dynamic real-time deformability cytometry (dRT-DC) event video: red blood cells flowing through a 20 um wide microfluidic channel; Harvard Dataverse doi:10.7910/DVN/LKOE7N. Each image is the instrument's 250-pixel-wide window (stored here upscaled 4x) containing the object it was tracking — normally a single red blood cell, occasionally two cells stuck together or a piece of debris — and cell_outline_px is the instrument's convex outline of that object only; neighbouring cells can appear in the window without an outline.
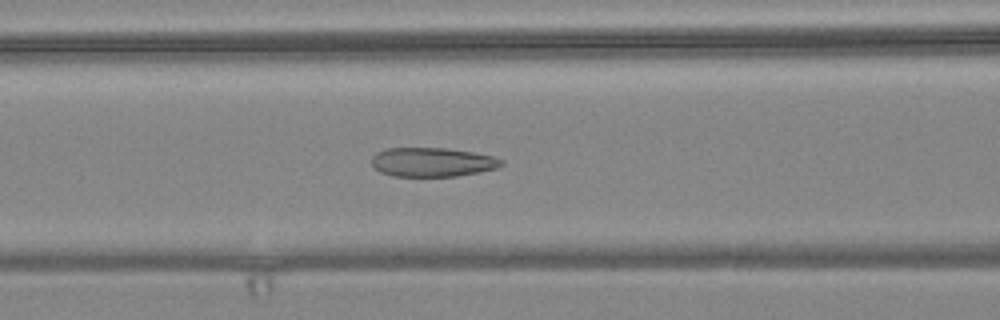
{"species": "common noctule bat (a hibernating species)", "species_latin": "Nyctalus noctula", "temperature_condition": "warm", "stored_images_in_passage": 55, "camera_frame_rate_fps": 3000, "um_per_image_px": 0.085, "animal": {"sex": "female", "body_mass_g": 24.6, "forearm_length_mm": 56.2}, "frame": {"image": 1, "passage_image": 22, "time_ms": 7.0, "image_size_px": [1000, 320], "cell_outline_px": [[504, 164], [500, 168], [456, 176], [392, 176], [380, 172], [372, 164], [372, 156], [376, 152], [388, 148], [444, 148], [472, 152], [492, 156], [504, 160]], "centroid_in_image_um": [36.76, 13.78], "position_along_channel_um": 129.8, "area_um2": 22.02}}
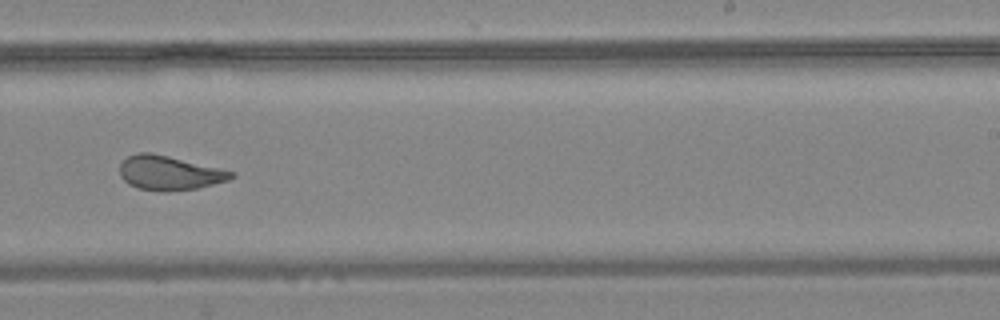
{"frame": {"image": 2, "passage_image": 34, "time_ms": 11.0, "image_size_px": [1000, 320], "cell_outline_px": [[236, 176], [228, 180], [196, 188], [168, 192], [164, 192], [136, 188], [128, 184], [120, 176], [120, 164], [128, 156], [140, 152], [152, 152], [220, 168], [236, 172]], "centroid_in_image_um": [14.39, 14.7], "position_along_channel_um": 274.6, "area_um2": 22.37}}
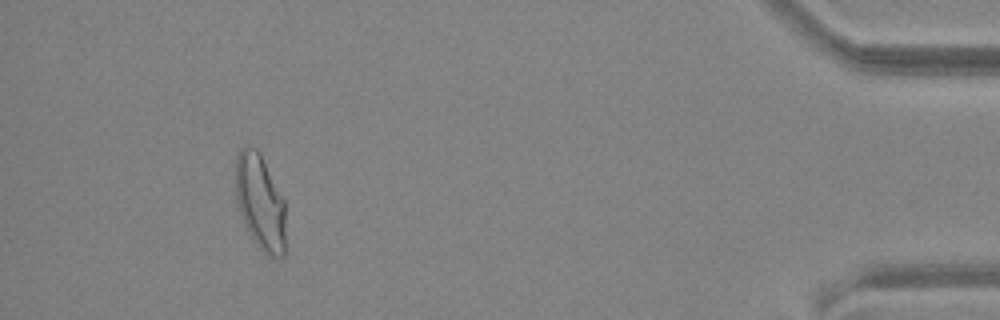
{"frame": {"image": 3, "passage_image": 51, "time_ms": 16.667, "image_size_px": [1000, 320], "cell_outline_px": [[284, 256], [272, 256], [264, 252], [256, 244], [240, 212], [236, 200], [236, 156], [240, 148], [244, 144], [248, 144], [256, 148], [260, 152], [284, 200]], "centroid_in_image_um": [22.1, 17.09], "position_along_channel_um": 413.1, "area_um2": 27.46}, "authors_computed_cell_mechanics": {"area_um2": 24.7384, "velocity_mm_per_s": 3.6257, "shape_relaxation_time_tau1_ms": null, "shape_relaxation_time_tau2_ms": 1.249, "deformation_change_tau1": null, "deformation_change_tau2": 0.09}}